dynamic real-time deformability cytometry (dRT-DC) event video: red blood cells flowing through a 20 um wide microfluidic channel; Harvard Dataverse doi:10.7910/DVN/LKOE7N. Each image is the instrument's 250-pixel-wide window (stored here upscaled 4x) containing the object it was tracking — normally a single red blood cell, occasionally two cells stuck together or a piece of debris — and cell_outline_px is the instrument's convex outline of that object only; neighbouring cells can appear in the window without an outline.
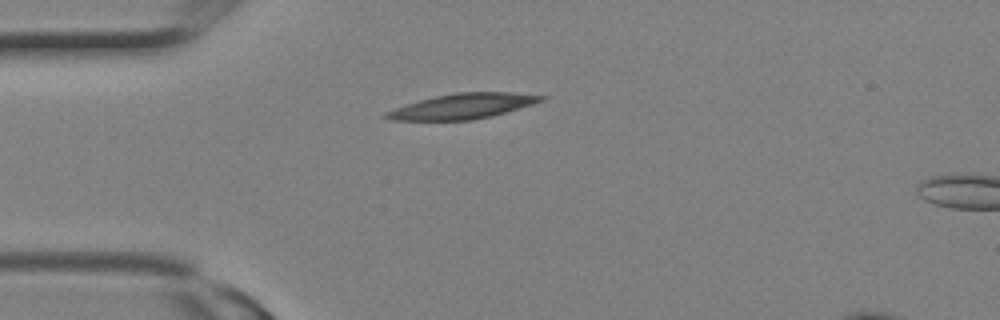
{"species": "Egyptian fruit bat (a non-hibernating species)", "species_latin": "Rousettus aegyptiacus", "temperature_condition": "room temperature", "stored_images_in_passage": 3, "camera_frame_rate_fps": 3000, "um_per_image_px": 0.085, "animal": {"sex": "female"}, "frame": {"image": 1, "passage_image": 1, "time_ms": 0.0, "image_size_px": [1000, 320], "cell_outline_px": [[548, 96], [544, 100], [532, 104], [492, 116], [472, 120], [392, 120], [380, 116], [384, 112], [420, 100], [436, 96], [456, 92], [512, 92]], "centroid_in_image_um": [39.33, 9.02], "position_along_channel_um": 45.7, "area_um2": 22.66}}